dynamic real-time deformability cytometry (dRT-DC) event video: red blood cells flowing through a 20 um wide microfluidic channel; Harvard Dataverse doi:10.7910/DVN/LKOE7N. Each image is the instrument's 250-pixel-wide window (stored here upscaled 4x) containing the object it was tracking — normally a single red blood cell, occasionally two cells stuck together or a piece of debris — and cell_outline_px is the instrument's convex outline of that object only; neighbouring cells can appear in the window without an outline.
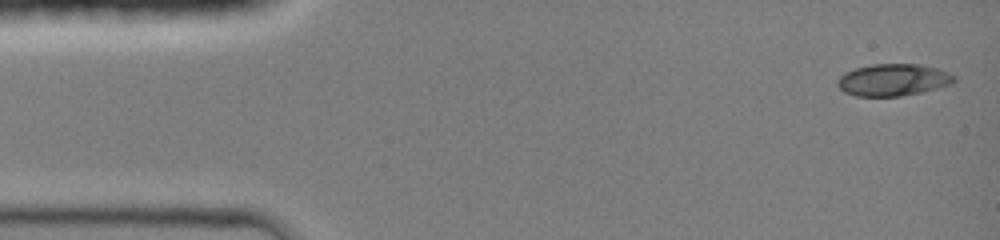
{"species": "common noctule bat (a hibernating species)", "species_latin": "Nyctalus noctula", "temperature_condition": "room temperature", "stored_images_in_passage": 44, "camera_frame_rate_fps": 3000, "um_per_image_px": 0.085, "animal": {"sex": "female", "body_mass_g": 19.0, "forearm_length_mm": 51.5}, "frame": {"image": 1, "passage_image": 1, "time_ms": 0.0, "image_size_px": [1000, 240], "cell_outline_px": [[956, 80], [948, 84], [924, 92], [900, 96], [856, 96], [844, 92], [836, 84], [836, 80], [844, 72], [856, 68], [872, 64], [920, 64], [936, 68], [948, 72], [956, 76]], "centroid_in_image_um": [75.89, 6.79], "position_along_channel_um": 9.1, "area_um2": 21.79}}
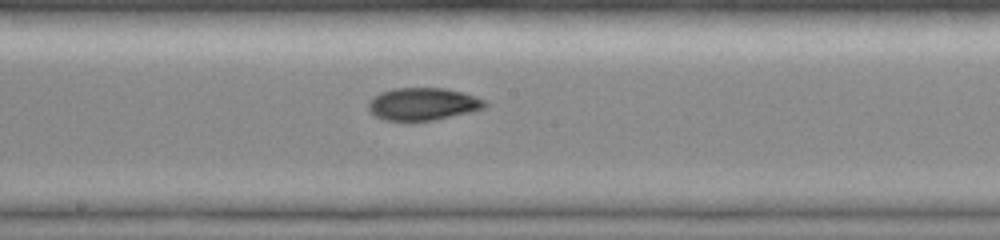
{"frame": {"image": 2, "passage_image": 23, "time_ms": 7.333, "image_size_px": [1000, 240], "cell_outline_px": [[488, 104], [484, 108], [472, 112], [432, 120], [384, 120], [376, 116], [368, 108], [368, 100], [372, 96], [380, 92], [392, 88], [444, 88], [464, 92], [484, 100]], "centroid_in_image_um": [35.94, 8.82], "position_along_channel_um": 212.3, "area_um2": 22.08}}
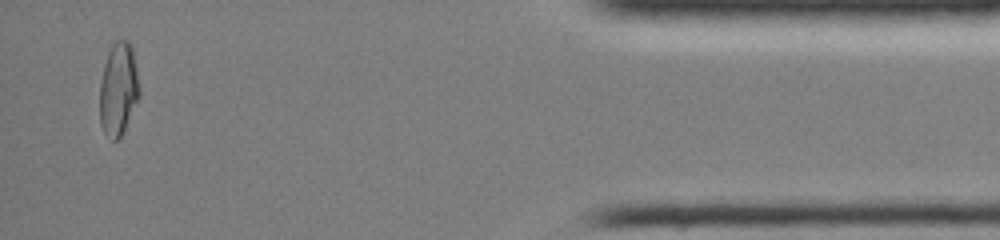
{"frame": {"image": 3, "passage_image": 42, "time_ms": 13.667, "image_size_px": [1000, 240], "cell_outline_px": [[140, 92], [124, 128], [120, 136], [116, 140], [112, 140], [104, 132], [100, 124], [100, 80], [104, 64], [108, 52], [112, 44], [116, 40], [128, 40], [132, 44]], "centroid_in_image_um": [10.04, 7.52], "position_along_channel_um": 425.2, "area_um2": 21.15}, "authors_computed_cell_mechanics": {"area_um2": 21.964, "velocity_mm_per_s": 4.2774, "shape_relaxation_time_tau1_ms": null, "shape_relaxation_time_tau2_ms": 2.7429, "deformation_change_tau1": null, "deformation_change_tau2": 0.0543}}